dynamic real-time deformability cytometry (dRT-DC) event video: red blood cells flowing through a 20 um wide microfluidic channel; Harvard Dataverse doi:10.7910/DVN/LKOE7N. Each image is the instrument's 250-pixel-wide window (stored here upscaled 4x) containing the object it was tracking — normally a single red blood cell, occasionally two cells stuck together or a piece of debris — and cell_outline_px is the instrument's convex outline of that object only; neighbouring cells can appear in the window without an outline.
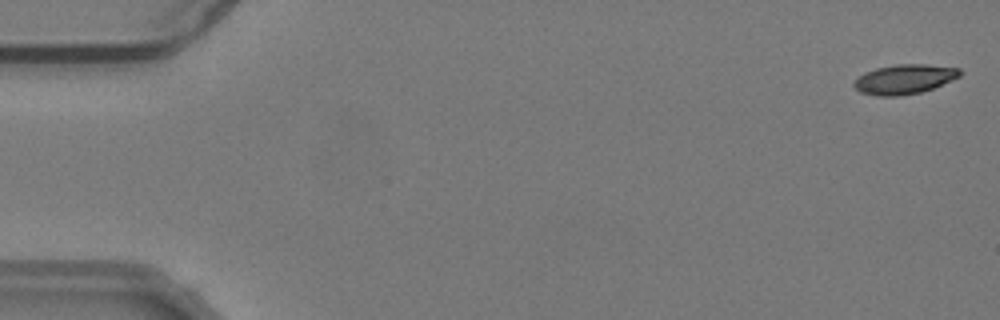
{"species": "common noctule bat (a hibernating species)", "species_latin": "Nyctalus noctula", "temperature_condition": "warm", "stored_images_in_passage": 55, "camera_frame_rate_fps": 3000, "um_per_image_px": 0.085, "animal": {"sex": "male", "body_mass_g": 19.2, "forearm_length_mm": 51.8}, "frame": {"image": 1, "passage_image": 2, "time_ms": 0.333, "image_size_px": [1000, 320], "cell_outline_px": [[964, 72], [960, 76], [952, 80], [932, 88], [920, 92], [900, 96], [876, 96], [860, 92], [852, 84], [864, 72], [876, 68], [896, 64], [924, 64], [960, 68]], "centroid_in_image_um": [76.88, 6.73], "position_along_channel_um": 8.1, "area_um2": 18.26}}
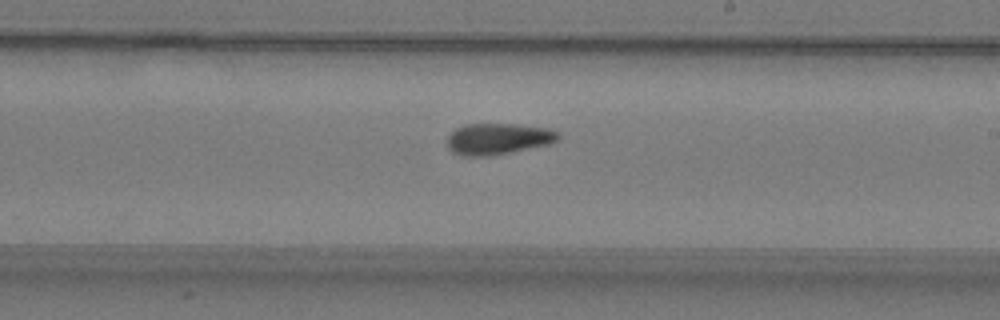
{"frame": {"image": 2, "passage_image": 33, "time_ms": 10.667, "image_size_px": [1000, 320], "cell_outline_px": [[560, 136], [552, 144], [512, 152], [488, 156], [468, 156], [452, 152], [448, 148], [448, 136], [456, 128], [464, 124], [516, 124], [544, 128], [560, 132]], "centroid_in_image_um": [42.35, 11.8], "position_along_channel_um": 246.7, "area_um2": 20.23}}
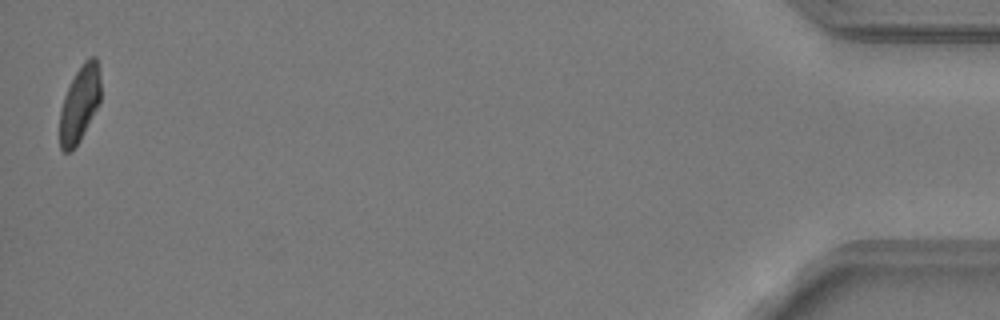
{"frame": {"image": 3, "passage_image": 55, "time_ms": 18.0, "image_size_px": [1000, 320], "cell_outline_px": [[100, 104], [80, 140], [68, 152], [64, 152], [60, 148], [60, 112], [64, 96], [76, 72], [84, 60], [88, 56], [96, 56], [100, 76]], "centroid_in_image_um": [6.79, 8.8], "position_along_channel_um": 428.4, "area_um2": 18.09}, "authors_computed_cell_mechanics": {"area_um2": 19.3052, "velocity_mm_per_s": 3.7968, "shape_relaxation_time_tau1_ms": 6.1127, "shape_relaxation_time_tau2_ms": 3.2083, "deformation_change_tau1": 0.1749, "deformation_change_tau2": 0.0996}}